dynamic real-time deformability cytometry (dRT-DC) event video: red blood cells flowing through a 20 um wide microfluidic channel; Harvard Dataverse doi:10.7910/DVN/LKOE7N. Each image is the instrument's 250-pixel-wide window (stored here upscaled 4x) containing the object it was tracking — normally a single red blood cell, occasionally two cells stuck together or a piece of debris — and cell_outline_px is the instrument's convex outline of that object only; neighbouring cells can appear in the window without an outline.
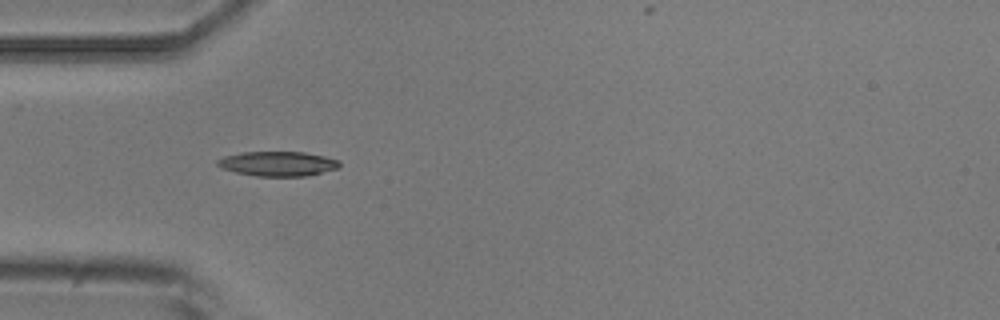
{"species": "common noctule bat (a hibernating species)", "species_latin": "Nyctalus noctula", "temperature_condition": "room temperature", "stored_images_in_passage": 5, "camera_frame_rate_fps": 3000, "um_per_image_px": 0.085, "animal": {"sex": "male", "body_mass_g": 20.5, "forearm_length_mm": 52.5}, "frame": {"image": 1, "passage_image": 4, "time_ms": 4.333, "image_size_px": [1000, 320], "cell_outline_px": [[340, 168], [304, 176], [256, 176], [236, 172], [220, 168], [216, 164], [216, 160], [224, 156], [244, 152], [304, 152], [324, 156], [340, 160]], "centroid_in_image_um": [23.61, 13.91], "position_along_channel_um": 61.4, "area_um2": 17.57}}
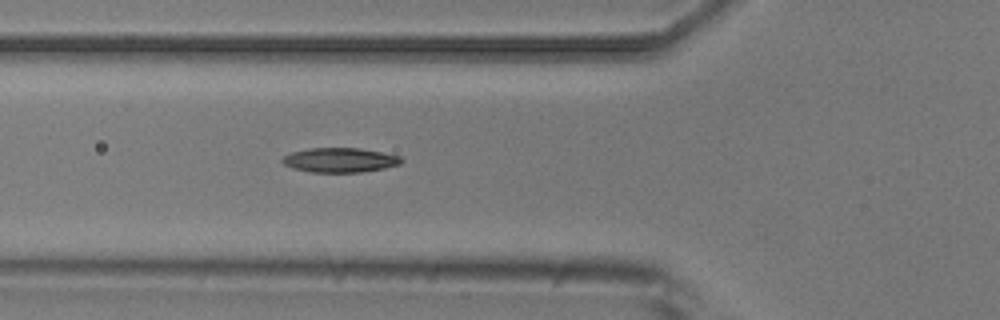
{"frame": {"image": 2, "passage_image": 5, "time_ms": 5.333, "image_size_px": [1000, 320], "cell_outline_px": [[404, 160], [400, 164], [384, 168], [360, 172], [312, 172], [292, 168], [284, 164], [280, 160], [284, 156], [292, 152], [308, 148], [360, 148], [400, 156]], "centroid_in_image_um": [28.88, 13.6], "position_along_channel_um": 96.9, "area_um2": 16.94}}